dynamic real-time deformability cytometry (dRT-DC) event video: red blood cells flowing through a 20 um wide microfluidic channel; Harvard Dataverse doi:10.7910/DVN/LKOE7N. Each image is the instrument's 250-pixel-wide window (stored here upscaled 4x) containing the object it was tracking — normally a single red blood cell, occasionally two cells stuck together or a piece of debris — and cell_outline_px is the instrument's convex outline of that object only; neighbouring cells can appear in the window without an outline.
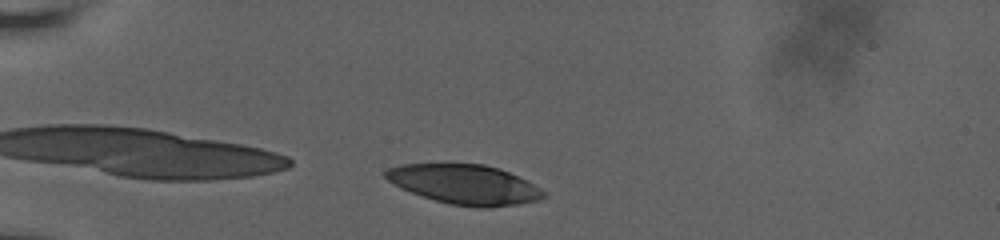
{"species": "human", "species_latin": "Homo sapiens", "temperature_condition": "room temperature", "stored_images_in_passage": 36, "camera_frame_rate_fps": 3000, "um_per_image_px": 0.085, "donor": {"sex": "male"}, "frame": {"image": 1, "passage_image": 2, "time_ms": 0.333, "image_size_px": [1000, 240], "cell_outline_px": [[548, 196], [540, 200], [516, 204], [488, 208], [480, 208], [448, 204], [400, 188], [388, 180], [384, 176], [384, 172], [388, 168], [400, 164], [484, 164], [500, 168], [528, 180], [548, 192]], "centroid_in_image_um": [39.56, 15.68], "position_along_channel_um": 45.4, "area_um2": 36.76}}
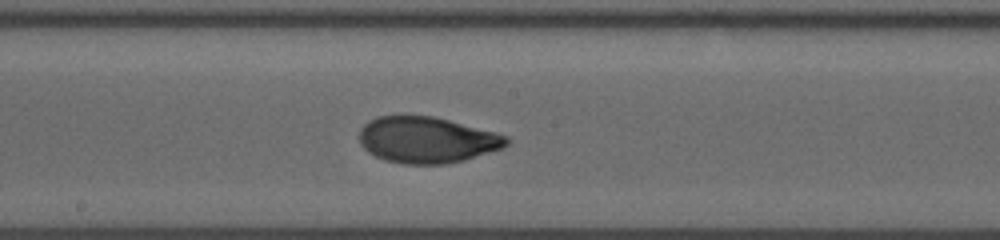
{"frame": {"image": 2, "passage_image": 19, "time_ms": 6.0, "image_size_px": [1000, 240], "cell_outline_px": [[508, 144], [504, 148], [464, 160], [444, 164], [404, 164], [384, 160], [368, 152], [360, 144], [360, 128], [368, 120], [376, 116], [432, 116], [496, 132], [508, 136]], "centroid_in_image_um": [36.28, 11.89], "position_along_channel_um": 211.9, "area_um2": 39.65}}
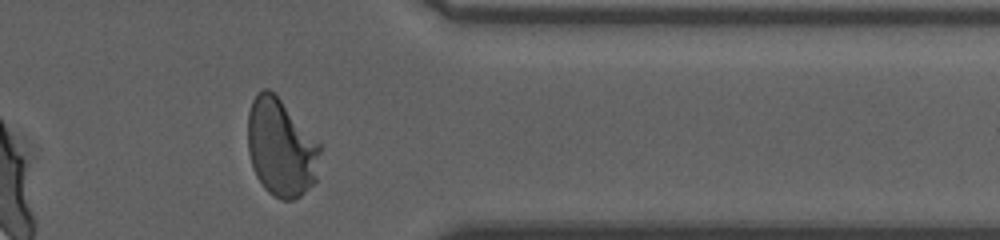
{"frame": {"image": 3, "passage_image": 34, "time_ms": 11.0, "image_size_px": [1000, 240], "cell_outline_px": [[324, 144], [316, 180], [300, 196], [292, 200], [280, 200], [268, 192], [264, 188], [256, 176], [252, 168], [248, 152], [248, 112], [252, 100], [256, 92], [260, 88], [268, 88]], "centroid_in_image_um": [23.91, 12.55], "position_along_channel_um": 387.5, "area_um2": 42.02}, "authors_computed_cell_mechanics": {"area_um2": 39.9109, "velocity_mm_per_s": 3.6538, "shape_relaxation_time_tau1_ms": 4.4084, "shape_relaxation_time_tau2_ms": 0.9947, "deformation_change_tau1": 0.1872, "deformation_change_tau2": 0.0512}}